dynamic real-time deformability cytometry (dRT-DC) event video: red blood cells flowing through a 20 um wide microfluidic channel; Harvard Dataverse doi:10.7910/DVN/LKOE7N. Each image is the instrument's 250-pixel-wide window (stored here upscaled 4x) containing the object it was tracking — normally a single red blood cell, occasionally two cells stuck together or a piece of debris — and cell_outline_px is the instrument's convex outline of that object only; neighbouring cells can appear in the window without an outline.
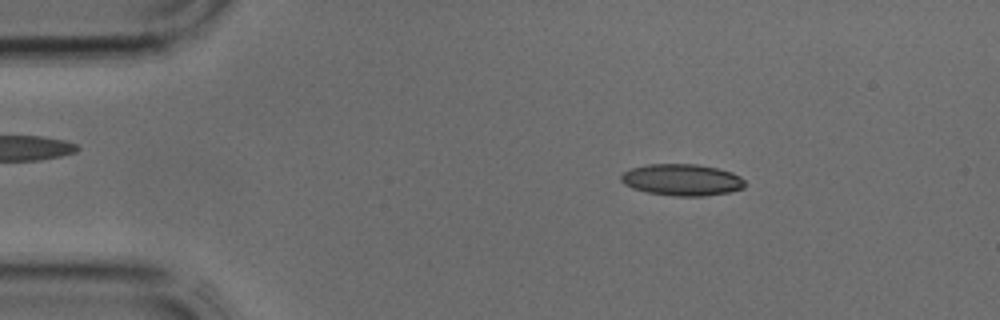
{"species": "common noctule bat (a hibernating species)", "species_latin": "Nyctalus noctula", "temperature_condition": "cold", "stored_images_in_passage": 36, "camera_frame_rate_fps": 3000, "um_per_image_px": 0.085, "animal": {"sex": "male", "body_mass_g": 17.9, "forearm_length_mm": 54.2}, "frame": {"image": 1, "passage_image": 3, "time_ms": 0.667, "image_size_px": [1000, 320], "cell_outline_px": [[744, 188], [728, 192], [704, 196], [676, 196], [648, 192], [632, 188], [624, 184], [620, 180], [620, 176], [624, 172], [632, 168], [648, 164], [696, 164], [716, 168], [732, 172], [740, 176], [744, 180]], "centroid_in_image_um": [57.96, 15.28], "position_along_channel_um": 27.0, "area_um2": 22.72}}
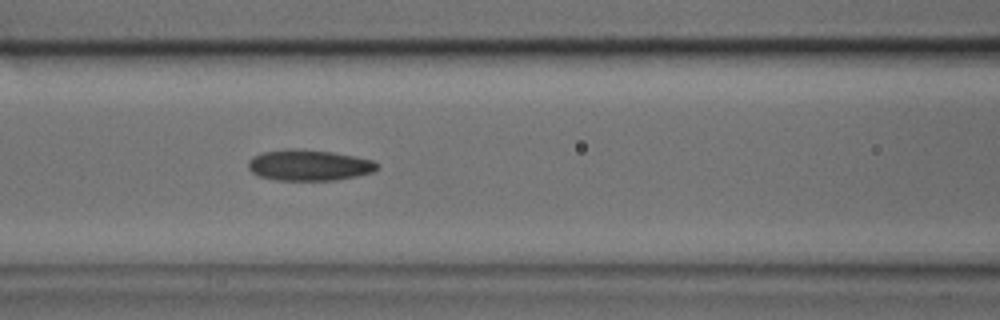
{"frame": {"image": 2, "passage_image": 13, "time_ms": 4.0, "image_size_px": [1000, 320], "cell_outline_px": [[380, 168], [372, 172], [356, 176], [336, 180], [276, 180], [260, 176], [252, 172], [248, 168], [248, 160], [252, 156], [260, 152], [284, 148], [300, 148], [332, 152], [372, 160], [380, 164]], "centroid_in_image_um": [26.23, 14.02], "position_along_channel_um": 140.4, "area_um2": 23.52}}
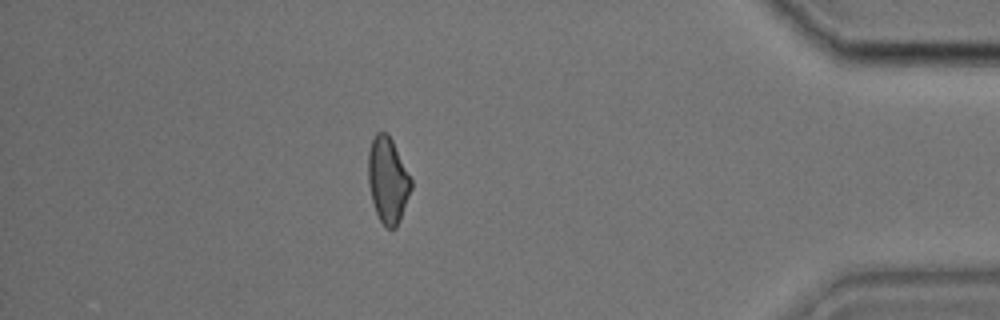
{"frame": {"image": 3, "passage_image": 31, "time_ms": 10.0, "image_size_px": [1000, 320], "cell_outline_px": [[412, 188], [400, 220], [396, 228], [388, 228], [380, 220], [376, 212], [372, 200], [368, 184], [368, 152], [372, 140], [376, 132], [388, 132], [412, 180]], "centroid_in_image_um": [32.96, 15.3], "position_along_channel_um": 402.2, "area_um2": 21.39}}